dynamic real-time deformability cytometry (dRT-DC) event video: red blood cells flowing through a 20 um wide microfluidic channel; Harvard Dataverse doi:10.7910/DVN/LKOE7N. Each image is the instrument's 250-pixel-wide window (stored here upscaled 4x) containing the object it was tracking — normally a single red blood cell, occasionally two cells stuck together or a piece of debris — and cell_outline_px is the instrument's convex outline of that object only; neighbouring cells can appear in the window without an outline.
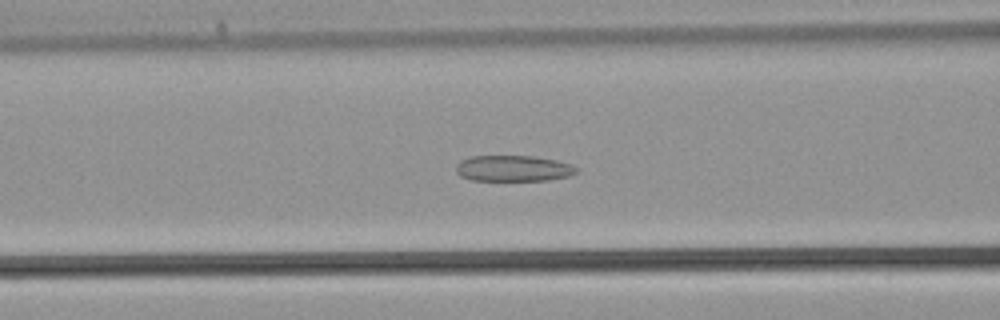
{"species": "common noctule bat (a hibernating species)", "species_latin": "Nyctalus noctula", "temperature_condition": "warm", "stored_images_in_passage": 22, "camera_frame_rate_fps": 3000, "um_per_image_px": 0.085, "animal": {"sex": "male", "body_mass_g": 21.5, "forearm_length_mm": 52.0}, "frame": {"image": 1, "passage_image": 16, "time_ms": 5.0, "image_size_px": [1000, 320], "cell_outline_px": [[580, 172], [568, 176], [548, 180], [472, 180], [460, 176], [456, 172], [456, 164], [460, 160], [468, 156], [532, 156], [556, 160], [572, 164]], "centroid_in_image_um": [43.62, 14.31], "position_along_channel_um": 123.0, "area_um2": 18.32}}
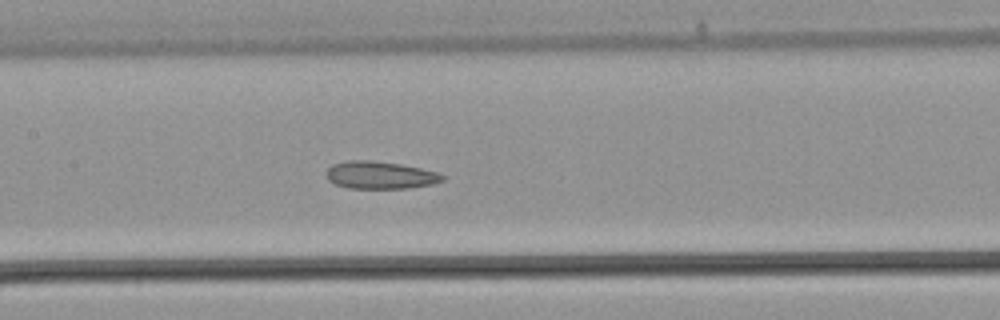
{"frame": {"image": 2, "passage_image": 19, "time_ms": 6.0, "image_size_px": [1000, 320], "cell_outline_px": [[444, 180], [432, 184], [408, 188], [348, 188], [336, 184], [328, 180], [324, 172], [332, 164], [348, 160], [372, 160], [400, 164], [420, 168], [436, 172], [444, 176]], "centroid_in_image_um": [32.26, 14.88], "position_along_channel_um": 175.1, "area_um2": 18.61}}
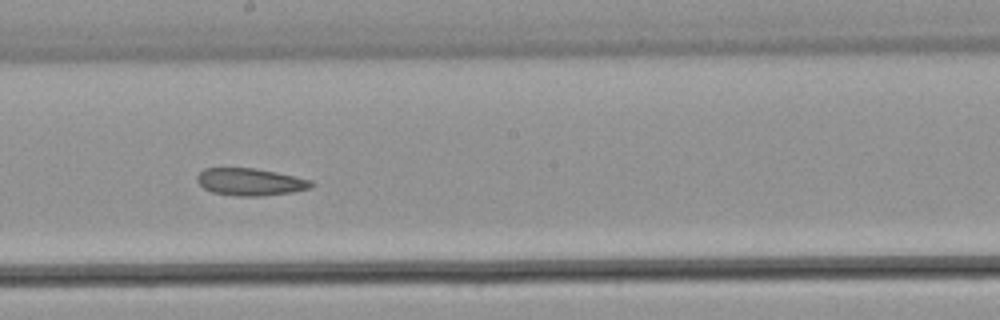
{"frame": {"image": 3, "passage_image": 22, "time_ms": 7.0, "image_size_px": [1000, 320], "cell_outline_px": [[316, 184], [312, 188], [292, 192], [260, 196], [236, 196], [212, 192], [204, 188], [196, 180], [196, 176], [204, 168], [256, 168], [276, 172], [312, 180]], "centroid_in_image_um": [21.29, 15.46], "position_along_channel_um": 226.9, "area_um2": 18.26}}